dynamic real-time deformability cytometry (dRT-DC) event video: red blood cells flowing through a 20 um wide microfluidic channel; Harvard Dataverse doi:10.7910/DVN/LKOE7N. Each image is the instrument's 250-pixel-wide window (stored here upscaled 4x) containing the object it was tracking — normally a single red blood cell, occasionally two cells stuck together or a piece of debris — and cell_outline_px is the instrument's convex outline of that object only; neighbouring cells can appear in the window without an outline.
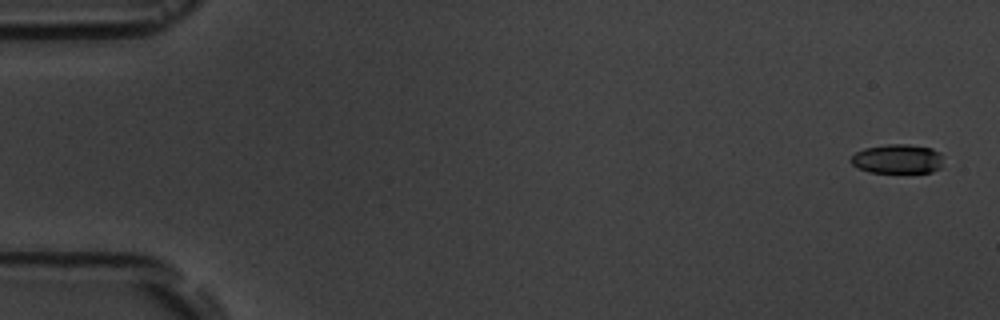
{"species": "common noctule bat (a hibernating species)", "species_latin": "Nyctalus noctula", "temperature_condition": "room temperature", "stored_images_in_passage": 15, "camera_frame_rate_fps": 3000, "um_per_image_px": 0.085, "animal": {"sex": "male", "body_mass_g": 19.5, "forearm_length_mm": 54.6}, "frame": {"image": 1, "passage_image": 1, "time_ms": 0.0, "image_size_px": [1000, 320], "cell_outline_px": [[940, 168], [932, 172], [868, 172], [856, 168], [848, 160], [856, 152], [864, 148], [888, 144], [908, 144], [932, 148], [940, 152]], "centroid_in_image_um": [76.23, 13.5], "position_along_channel_um": 8.8, "area_um2": 15.78}}
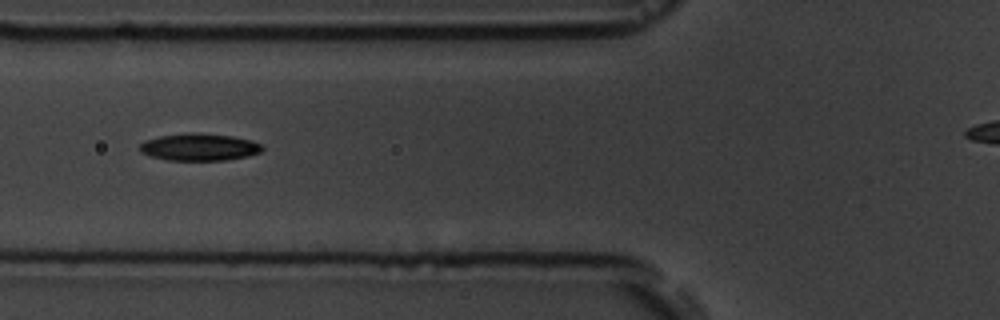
{"frame": {"image": 2, "passage_image": 7, "time_ms": 6.667, "image_size_px": [1000, 320], "cell_outline_px": [[264, 148], [260, 152], [248, 156], [224, 160], [168, 160], [152, 156], [140, 152], [140, 144], [144, 140], [160, 136], [188, 132], [196, 132], [232, 136], [252, 140], [260, 144]], "centroid_in_image_um": [16.94, 12.49], "position_along_channel_um": 108.9, "area_um2": 19.42}}
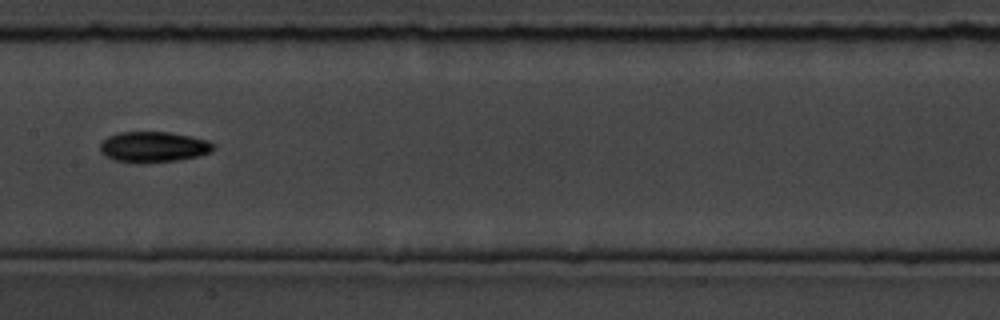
{"frame": {"image": 3, "passage_image": 9, "time_ms": 9.0, "image_size_px": [1000, 320], "cell_outline_px": [[212, 148], [208, 152], [196, 156], [176, 160], [140, 164], [132, 164], [116, 160], [100, 152], [100, 144], [108, 136], [120, 132], [168, 132], [192, 136], [208, 140], [212, 144]], "centroid_in_image_um": [12.99, 12.49], "position_along_channel_um": 194.4, "area_um2": 20.11}, "authors_computed_cell_mechanics": {"area_um2": 18.2648, "velocity_mm_per_s": 3.6509, "shape_relaxation_time_tau1_ms": 1.7317, "shape_relaxation_time_tau2_ms": null, "deformation_change_tau1": 0.0649, "deformation_change_tau2": null}}